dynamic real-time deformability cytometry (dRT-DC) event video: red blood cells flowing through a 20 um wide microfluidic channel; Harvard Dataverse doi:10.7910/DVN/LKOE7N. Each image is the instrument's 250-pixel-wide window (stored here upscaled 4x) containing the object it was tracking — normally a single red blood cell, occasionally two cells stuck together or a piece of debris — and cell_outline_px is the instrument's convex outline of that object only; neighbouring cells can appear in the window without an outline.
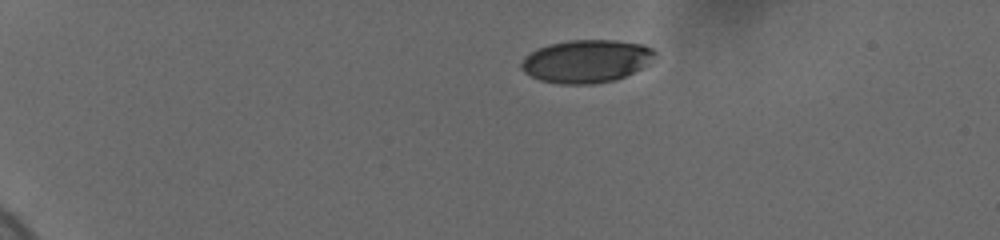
{"species": "human", "species_latin": "Homo sapiens", "temperature_condition": "cold", "stored_images_in_passage": 46, "camera_frame_rate_fps": 3000, "um_per_image_px": 0.085, "donor": {"sex": "female"}, "frame": {"image": 1, "passage_image": 1, "time_ms": 0.0, "image_size_px": [1000, 240], "cell_outline_px": [[656, 52], [652, 64], [644, 68], [616, 80], [592, 84], [560, 84], [540, 80], [524, 72], [520, 68], [520, 64], [524, 56], [536, 48], [548, 44], [568, 40], [616, 40], [644, 44], [652, 48]], "centroid_in_image_um": [49.87, 5.2], "position_along_channel_um": 35.1, "area_um2": 33.99}}
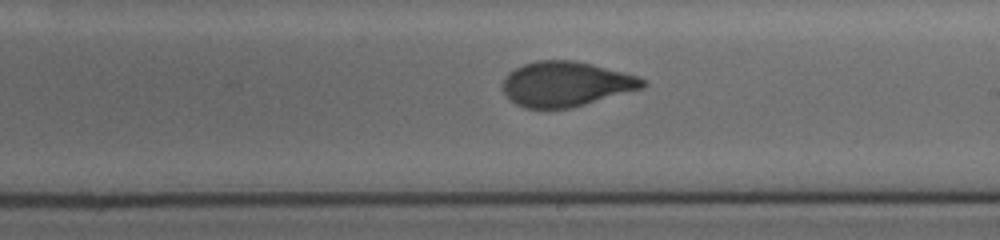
{"frame": {"image": 2, "passage_image": 25, "time_ms": 8.0, "image_size_px": [1000, 240], "cell_outline_px": [[648, 84], [644, 88], [584, 104], [568, 108], [524, 108], [516, 104], [504, 92], [504, 80], [508, 72], [524, 64], [536, 60], [576, 60], [592, 64], [636, 76], [644, 80]], "centroid_in_image_um": [48.11, 7.13], "position_along_channel_um": 240.9, "area_um2": 36.24}}
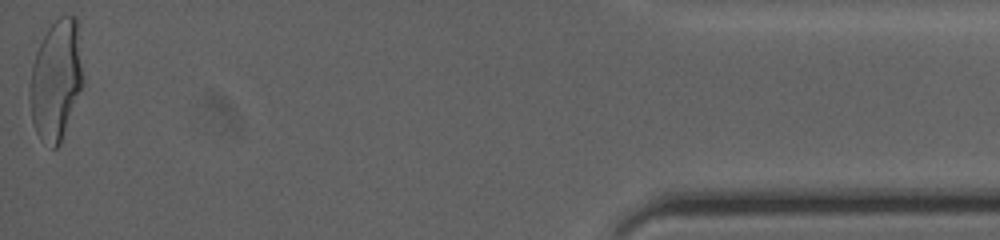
{"frame": {"image": 3, "passage_image": 46, "time_ms": 15.0, "image_size_px": [1000, 240], "cell_outline_px": [[84, 84], [60, 144], [56, 148], [52, 148], [40, 140], [36, 132], [32, 120], [28, 92], [32, 64], [36, 52], [48, 28], [60, 16], [76, 16], [84, 80]], "centroid_in_image_um": [4.76, 6.84], "position_along_channel_um": 430.4, "area_um2": 37.45}, "authors_computed_cell_mechanics": {"area_um2": 36.703, "velocity_mm_per_s": 3.6868, "shape_relaxation_time_tau1_ms": 4.1458, "shape_relaxation_time_tau2_ms": 0.7928, "deformation_change_tau1": 0.1842, "deformation_change_tau2": 0.06}}